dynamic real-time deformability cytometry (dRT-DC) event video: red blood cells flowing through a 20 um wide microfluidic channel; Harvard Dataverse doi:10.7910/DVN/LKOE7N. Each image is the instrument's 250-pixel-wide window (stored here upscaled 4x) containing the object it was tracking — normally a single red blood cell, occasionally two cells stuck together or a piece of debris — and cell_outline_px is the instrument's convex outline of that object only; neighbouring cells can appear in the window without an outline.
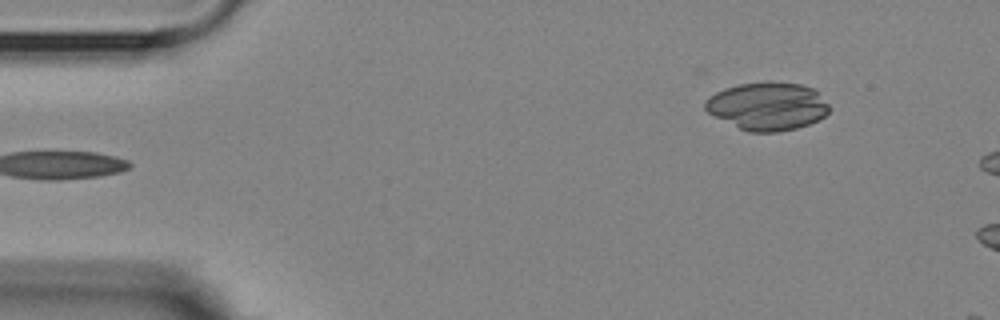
{"species": "Egyptian fruit bat (a non-hibernating species)", "species_latin": "Rousettus aegyptiacus", "temperature_condition": "room temperature", "stored_images_in_passage": 2, "camera_frame_rate_fps": 3000, "um_per_image_px": 0.085, "animal": {"sex": "female"}, "frame": {"image": 1, "passage_image": 2, "time_ms": 1.0, "image_size_px": [1000, 320], "cell_outline_px": [[828, 112], [824, 116], [808, 124], [796, 128], [776, 132], [748, 132], [712, 116], [704, 108], [704, 100], [708, 96], [724, 88], [740, 84], [764, 80], [772, 80], [800, 84], [816, 88], [828, 104]], "centroid_in_image_um": [65.21, 9.0], "position_along_channel_um": 19.8, "area_um2": 35.2}}